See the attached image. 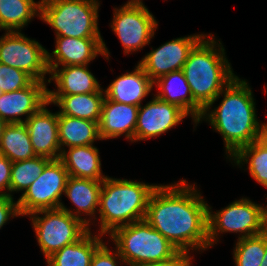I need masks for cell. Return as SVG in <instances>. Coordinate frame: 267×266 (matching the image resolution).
<instances>
[{"instance_id":"cb8c5ba5","label":"cell","mask_w":267,"mask_h":266,"mask_svg":"<svg viewBox=\"0 0 267 266\" xmlns=\"http://www.w3.org/2000/svg\"><path fill=\"white\" fill-rule=\"evenodd\" d=\"M102 237L89 229L78 241L53 253L46 262L48 266H90L95 251L104 243Z\"/></svg>"},{"instance_id":"3957f363","label":"cell","mask_w":267,"mask_h":266,"mask_svg":"<svg viewBox=\"0 0 267 266\" xmlns=\"http://www.w3.org/2000/svg\"><path fill=\"white\" fill-rule=\"evenodd\" d=\"M215 39L212 34H206L194 46L182 68L193 99L203 110L237 77L221 41Z\"/></svg>"},{"instance_id":"ac0fdd59","label":"cell","mask_w":267,"mask_h":266,"mask_svg":"<svg viewBox=\"0 0 267 266\" xmlns=\"http://www.w3.org/2000/svg\"><path fill=\"white\" fill-rule=\"evenodd\" d=\"M102 183L103 181L69 176L64 195L68 197L76 208L74 210H70L62 203L60 209L82 220L89 229H91V221H94V219L97 220L96 217H98L95 214H97L99 208ZM82 214H85L86 216L88 215L89 219H87V217L82 218Z\"/></svg>"},{"instance_id":"8992f818","label":"cell","mask_w":267,"mask_h":266,"mask_svg":"<svg viewBox=\"0 0 267 266\" xmlns=\"http://www.w3.org/2000/svg\"><path fill=\"white\" fill-rule=\"evenodd\" d=\"M98 0H41L39 18L56 37L102 38L98 27Z\"/></svg>"},{"instance_id":"d590c367","label":"cell","mask_w":267,"mask_h":266,"mask_svg":"<svg viewBox=\"0 0 267 266\" xmlns=\"http://www.w3.org/2000/svg\"><path fill=\"white\" fill-rule=\"evenodd\" d=\"M126 5H144L143 0H128Z\"/></svg>"},{"instance_id":"d6a6232c","label":"cell","mask_w":267,"mask_h":266,"mask_svg":"<svg viewBox=\"0 0 267 266\" xmlns=\"http://www.w3.org/2000/svg\"><path fill=\"white\" fill-rule=\"evenodd\" d=\"M21 217L18 203L9 196H0V229L7 224L11 217Z\"/></svg>"},{"instance_id":"9c48e42d","label":"cell","mask_w":267,"mask_h":266,"mask_svg":"<svg viewBox=\"0 0 267 266\" xmlns=\"http://www.w3.org/2000/svg\"><path fill=\"white\" fill-rule=\"evenodd\" d=\"M68 177L63 162L60 159L51 160L17 200L21 216H28L39 210L60 208Z\"/></svg>"},{"instance_id":"52a82bcc","label":"cell","mask_w":267,"mask_h":266,"mask_svg":"<svg viewBox=\"0 0 267 266\" xmlns=\"http://www.w3.org/2000/svg\"><path fill=\"white\" fill-rule=\"evenodd\" d=\"M211 209L208 205L209 248L219 241L218 236L222 233H238L240 239L267 230V207L246 197L235 200L216 212Z\"/></svg>"},{"instance_id":"4dcf8cb0","label":"cell","mask_w":267,"mask_h":266,"mask_svg":"<svg viewBox=\"0 0 267 266\" xmlns=\"http://www.w3.org/2000/svg\"><path fill=\"white\" fill-rule=\"evenodd\" d=\"M34 79L26 72L0 63V90L13 92L29 86Z\"/></svg>"},{"instance_id":"5bb4252c","label":"cell","mask_w":267,"mask_h":266,"mask_svg":"<svg viewBox=\"0 0 267 266\" xmlns=\"http://www.w3.org/2000/svg\"><path fill=\"white\" fill-rule=\"evenodd\" d=\"M52 53L47 50V66L89 65L98 55L109 60L110 52L103 38L56 37Z\"/></svg>"},{"instance_id":"d6986e66","label":"cell","mask_w":267,"mask_h":266,"mask_svg":"<svg viewBox=\"0 0 267 266\" xmlns=\"http://www.w3.org/2000/svg\"><path fill=\"white\" fill-rule=\"evenodd\" d=\"M50 78L54 80L56 90L48 89V95H73L104 92L98 80L88 69V65L48 67Z\"/></svg>"},{"instance_id":"6da1fadb","label":"cell","mask_w":267,"mask_h":266,"mask_svg":"<svg viewBox=\"0 0 267 266\" xmlns=\"http://www.w3.org/2000/svg\"><path fill=\"white\" fill-rule=\"evenodd\" d=\"M194 184L182 179L158 185L151 193L145 219L179 251L209 249L208 203Z\"/></svg>"},{"instance_id":"9a60e30c","label":"cell","mask_w":267,"mask_h":266,"mask_svg":"<svg viewBox=\"0 0 267 266\" xmlns=\"http://www.w3.org/2000/svg\"><path fill=\"white\" fill-rule=\"evenodd\" d=\"M47 82L34 80L29 86L0 95V119L7 124L24 123L48 102ZM26 116L24 120L21 118Z\"/></svg>"},{"instance_id":"484cf974","label":"cell","mask_w":267,"mask_h":266,"mask_svg":"<svg viewBox=\"0 0 267 266\" xmlns=\"http://www.w3.org/2000/svg\"><path fill=\"white\" fill-rule=\"evenodd\" d=\"M41 0H0V30L21 31L32 18L40 16Z\"/></svg>"},{"instance_id":"ba28073f","label":"cell","mask_w":267,"mask_h":266,"mask_svg":"<svg viewBox=\"0 0 267 266\" xmlns=\"http://www.w3.org/2000/svg\"><path fill=\"white\" fill-rule=\"evenodd\" d=\"M29 217L45 259L78 241L89 230L82 220L60 208L35 211Z\"/></svg>"},{"instance_id":"2e32d148","label":"cell","mask_w":267,"mask_h":266,"mask_svg":"<svg viewBox=\"0 0 267 266\" xmlns=\"http://www.w3.org/2000/svg\"><path fill=\"white\" fill-rule=\"evenodd\" d=\"M47 102L25 122L36 156L57 160L61 157L58 133V112H50Z\"/></svg>"},{"instance_id":"5b68a950","label":"cell","mask_w":267,"mask_h":266,"mask_svg":"<svg viewBox=\"0 0 267 266\" xmlns=\"http://www.w3.org/2000/svg\"><path fill=\"white\" fill-rule=\"evenodd\" d=\"M109 235L127 266L163 261L179 251L146 220L120 226Z\"/></svg>"},{"instance_id":"7c38bea8","label":"cell","mask_w":267,"mask_h":266,"mask_svg":"<svg viewBox=\"0 0 267 266\" xmlns=\"http://www.w3.org/2000/svg\"><path fill=\"white\" fill-rule=\"evenodd\" d=\"M206 34H194L168 41L147 53L138 64L154 82L158 78L183 68L194 46Z\"/></svg>"},{"instance_id":"8d00e7d4","label":"cell","mask_w":267,"mask_h":266,"mask_svg":"<svg viewBox=\"0 0 267 266\" xmlns=\"http://www.w3.org/2000/svg\"><path fill=\"white\" fill-rule=\"evenodd\" d=\"M263 259L264 260L262 261L260 266H267V230H266V251H265Z\"/></svg>"},{"instance_id":"74e56055","label":"cell","mask_w":267,"mask_h":266,"mask_svg":"<svg viewBox=\"0 0 267 266\" xmlns=\"http://www.w3.org/2000/svg\"><path fill=\"white\" fill-rule=\"evenodd\" d=\"M7 123L4 122L2 119H0V141H1V137L4 131V128L6 127Z\"/></svg>"},{"instance_id":"8fae6325","label":"cell","mask_w":267,"mask_h":266,"mask_svg":"<svg viewBox=\"0 0 267 266\" xmlns=\"http://www.w3.org/2000/svg\"><path fill=\"white\" fill-rule=\"evenodd\" d=\"M110 27L120 40L124 54L139 51L150 44L158 27L153 14L145 5H126L113 10Z\"/></svg>"},{"instance_id":"ffe728a7","label":"cell","mask_w":267,"mask_h":266,"mask_svg":"<svg viewBox=\"0 0 267 266\" xmlns=\"http://www.w3.org/2000/svg\"><path fill=\"white\" fill-rule=\"evenodd\" d=\"M153 87V81L137 64L132 72L127 71L113 80L104 92L109 100L139 107Z\"/></svg>"},{"instance_id":"4fadbf2b","label":"cell","mask_w":267,"mask_h":266,"mask_svg":"<svg viewBox=\"0 0 267 266\" xmlns=\"http://www.w3.org/2000/svg\"><path fill=\"white\" fill-rule=\"evenodd\" d=\"M188 116L179 106L162 101L154 95L146 105L139 106L135 142L158 137L177 126Z\"/></svg>"},{"instance_id":"4316f807","label":"cell","mask_w":267,"mask_h":266,"mask_svg":"<svg viewBox=\"0 0 267 266\" xmlns=\"http://www.w3.org/2000/svg\"><path fill=\"white\" fill-rule=\"evenodd\" d=\"M229 160L240 168L248 164L245 170L248 169L251 177L267 188V134L239 149Z\"/></svg>"},{"instance_id":"836d02e7","label":"cell","mask_w":267,"mask_h":266,"mask_svg":"<svg viewBox=\"0 0 267 266\" xmlns=\"http://www.w3.org/2000/svg\"><path fill=\"white\" fill-rule=\"evenodd\" d=\"M11 168L12 162L0 154V196L10 197Z\"/></svg>"},{"instance_id":"f546056e","label":"cell","mask_w":267,"mask_h":266,"mask_svg":"<svg viewBox=\"0 0 267 266\" xmlns=\"http://www.w3.org/2000/svg\"><path fill=\"white\" fill-rule=\"evenodd\" d=\"M236 242L232 254L235 266H260L266 251V230Z\"/></svg>"},{"instance_id":"f1b7e54d","label":"cell","mask_w":267,"mask_h":266,"mask_svg":"<svg viewBox=\"0 0 267 266\" xmlns=\"http://www.w3.org/2000/svg\"><path fill=\"white\" fill-rule=\"evenodd\" d=\"M50 161L51 159L47 157L35 156L23 161L12 162L10 197L14 198L13 192L23 191L22 194H24Z\"/></svg>"},{"instance_id":"1f68e13d","label":"cell","mask_w":267,"mask_h":266,"mask_svg":"<svg viewBox=\"0 0 267 266\" xmlns=\"http://www.w3.org/2000/svg\"><path fill=\"white\" fill-rule=\"evenodd\" d=\"M121 262L125 264L118 251L114 248L112 252L104 242L95 251L90 266H118V263L123 266Z\"/></svg>"},{"instance_id":"44dd1931","label":"cell","mask_w":267,"mask_h":266,"mask_svg":"<svg viewBox=\"0 0 267 266\" xmlns=\"http://www.w3.org/2000/svg\"><path fill=\"white\" fill-rule=\"evenodd\" d=\"M157 87L155 96L162 101L175 104L184 110L195 124L203 113V109L194 101L182 69L170 72L153 82Z\"/></svg>"},{"instance_id":"30bf717a","label":"cell","mask_w":267,"mask_h":266,"mask_svg":"<svg viewBox=\"0 0 267 266\" xmlns=\"http://www.w3.org/2000/svg\"><path fill=\"white\" fill-rule=\"evenodd\" d=\"M0 63L20 69L36 81L47 82V50L35 39L21 31L6 32L0 36Z\"/></svg>"},{"instance_id":"e0dca14e","label":"cell","mask_w":267,"mask_h":266,"mask_svg":"<svg viewBox=\"0 0 267 266\" xmlns=\"http://www.w3.org/2000/svg\"><path fill=\"white\" fill-rule=\"evenodd\" d=\"M138 109V106L118 103L104 97L98 123L101 140L124 135L131 143L135 142Z\"/></svg>"},{"instance_id":"603a6c76","label":"cell","mask_w":267,"mask_h":266,"mask_svg":"<svg viewBox=\"0 0 267 266\" xmlns=\"http://www.w3.org/2000/svg\"><path fill=\"white\" fill-rule=\"evenodd\" d=\"M105 92L48 95L49 104L59 107L58 114L99 122Z\"/></svg>"},{"instance_id":"e575fe53","label":"cell","mask_w":267,"mask_h":266,"mask_svg":"<svg viewBox=\"0 0 267 266\" xmlns=\"http://www.w3.org/2000/svg\"><path fill=\"white\" fill-rule=\"evenodd\" d=\"M193 256H190L189 252L178 251L174 256L157 262L145 263L137 266H191V260Z\"/></svg>"},{"instance_id":"7402d4cb","label":"cell","mask_w":267,"mask_h":266,"mask_svg":"<svg viewBox=\"0 0 267 266\" xmlns=\"http://www.w3.org/2000/svg\"><path fill=\"white\" fill-rule=\"evenodd\" d=\"M60 160L63 162L69 176L75 178L103 181L99 150L94 145L70 147L63 150Z\"/></svg>"},{"instance_id":"83f0119b","label":"cell","mask_w":267,"mask_h":266,"mask_svg":"<svg viewBox=\"0 0 267 266\" xmlns=\"http://www.w3.org/2000/svg\"><path fill=\"white\" fill-rule=\"evenodd\" d=\"M0 154L11 162L23 161L36 156L24 123L6 125L0 141Z\"/></svg>"},{"instance_id":"277c9868","label":"cell","mask_w":267,"mask_h":266,"mask_svg":"<svg viewBox=\"0 0 267 266\" xmlns=\"http://www.w3.org/2000/svg\"><path fill=\"white\" fill-rule=\"evenodd\" d=\"M157 186L107 176L102 183L97 212L100 234L106 236L120 226L144 220L149 197Z\"/></svg>"},{"instance_id":"d4e9b609","label":"cell","mask_w":267,"mask_h":266,"mask_svg":"<svg viewBox=\"0 0 267 266\" xmlns=\"http://www.w3.org/2000/svg\"><path fill=\"white\" fill-rule=\"evenodd\" d=\"M99 122L58 114V133L61 152L65 146L76 147L93 145L95 140H101Z\"/></svg>"},{"instance_id":"7a4b0ae2","label":"cell","mask_w":267,"mask_h":266,"mask_svg":"<svg viewBox=\"0 0 267 266\" xmlns=\"http://www.w3.org/2000/svg\"><path fill=\"white\" fill-rule=\"evenodd\" d=\"M221 95L223 100L219 106L210 110ZM254 100L249 83L237 76L203 110L196 123L197 126L205 119L215 132L221 134L229 159L242 147L267 134V122L261 123L258 120Z\"/></svg>"}]
</instances>
